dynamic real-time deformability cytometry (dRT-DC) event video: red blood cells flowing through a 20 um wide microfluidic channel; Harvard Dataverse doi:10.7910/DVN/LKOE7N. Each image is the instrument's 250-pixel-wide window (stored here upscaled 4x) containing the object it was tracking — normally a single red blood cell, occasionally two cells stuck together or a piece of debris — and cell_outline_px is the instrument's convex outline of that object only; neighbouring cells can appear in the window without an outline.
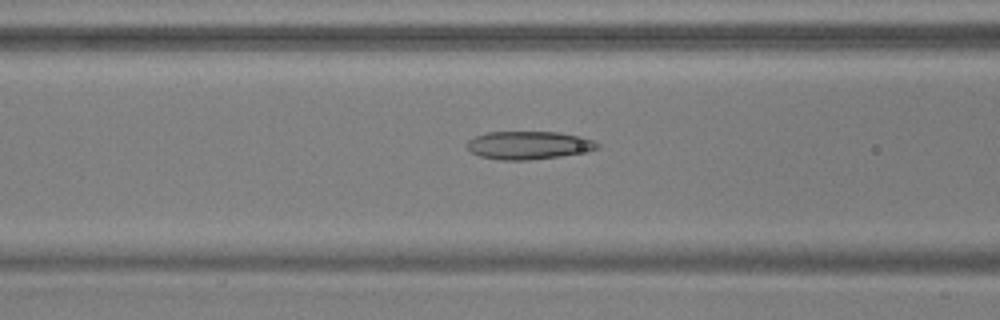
{"species": "common noctule bat (a hibernating species)", "species_latin": "Nyctalus noctula", "temperature_condition": "warm", "stored_images_in_passage": 54, "camera_frame_rate_fps": 3000, "um_per_image_px": 0.085, "animal": {"sex": "male", "body_mass_g": 17.9, "forearm_length_mm": 54.2}, "frame": {"image": 1, "passage_image": 22, "time_ms": 7.0, "image_size_px": [1000, 320], "cell_outline_px": [[600, 148], [588, 152], [560, 156], [528, 160], [500, 160], [480, 156], [472, 152], [464, 144], [468, 140], [476, 136], [488, 132], [556, 132], [580, 136], [592, 140], [600, 144]], "centroid_in_image_um": [44.95, 12.35], "position_along_channel_um": 121.7, "area_um2": 21.39}}
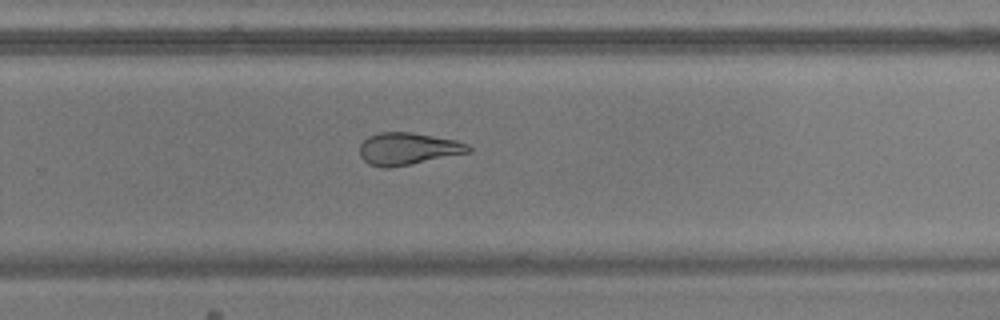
{"frame": {"image": 2, "passage_image": 36, "time_ms": 11.667, "image_size_px": [1000, 320], "cell_outline_px": [[472, 152], [388, 168], [384, 168], [368, 164], [360, 156], [360, 144], [368, 136], [380, 132], [412, 132], [456, 140], [468, 144], [472, 148]], "centroid_in_image_um": [34.68, 12.64], "position_along_channel_um": 295.1, "area_um2": 20.4}}
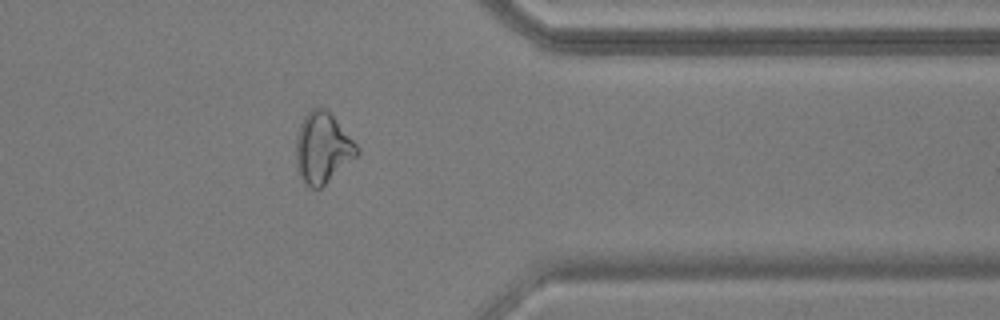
{"frame": {"image": 3, "passage_image": 44, "time_ms": 14.333, "image_size_px": [1000, 320], "cell_outline_px": [[360, 152], [356, 156], [320, 188], [312, 188], [304, 180], [296, 164], [296, 140], [300, 124], [304, 116], [312, 108], [328, 108], [356, 144]], "centroid_in_image_um": [27.42, 12.52], "position_along_channel_um": 384.0, "area_um2": 24.62}, "authors_computed_cell_mechanics": {"area_um2": 23.1778, "velocity_mm_per_s": 3.7211, "shape_relaxation_time_tau1_ms": null, "shape_relaxation_time_tau2_ms": 3.0146, "deformation_change_tau1": null, "deformation_change_tau2": 0.1276}}